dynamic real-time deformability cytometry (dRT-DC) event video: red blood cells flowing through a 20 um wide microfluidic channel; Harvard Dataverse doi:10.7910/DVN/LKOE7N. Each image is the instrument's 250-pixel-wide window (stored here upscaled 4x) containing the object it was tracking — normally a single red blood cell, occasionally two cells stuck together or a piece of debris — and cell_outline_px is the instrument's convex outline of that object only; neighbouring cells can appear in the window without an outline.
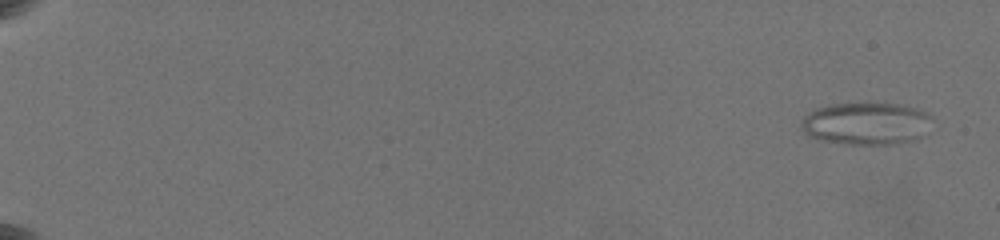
{"species": "common noctule bat (a hibernating species)", "species_latin": "Nyctalus noctula", "temperature_condition": "warm", "stored_images_in_passage": 8, "camera_frame_rate_fps": 3000, "um_per_image_px": 0.085, "animal": {"sex": "female", "body_mass_g": 19.5, "forearm_length_mm": 54.1}, "frame": {"image": 1, "passage_image": 1, "time_ms": 0.0, "image_size_px": [1000, 240], "cell_outline_px": [[928, 116], [924, 136], [916, 140], [896, 144], [848, 144], [824, 140], [812, 136], [804, 132], [800, 128], [800, 124], [804, 116], [820, 108], [836, 104], [896, 104], [912, 108], [924, 112]], "centroid_in_image_um": [73.6, 10.53], "position_along_channel_um": 11.4, "area_um2": 31.33}}
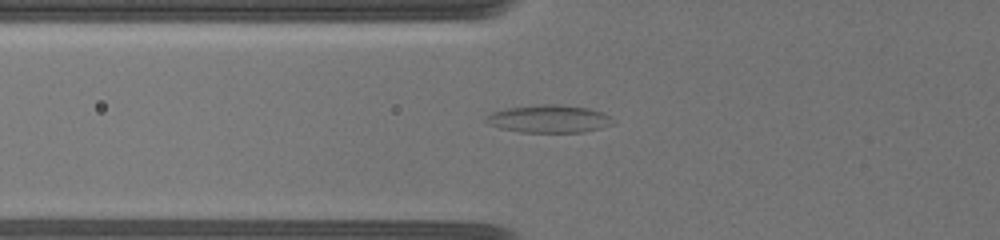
{"frame": {"image": 2, "passage_image": 7, "time_ms": 7.667, "image_size_px": [1000, 240], "cell_outline_px": [[612, 124], [600, 128], [584, 132], [524, 132], [500, 128], [484, 120], [484, 116], [488, 112], [508, 108], [548, 104], [588, 108], [604, 112], [608, 116]], "centroid_in_image_um": [46.62, 10.1], "position_along_channel_um": 79.2, "area_um2": 20.11}}
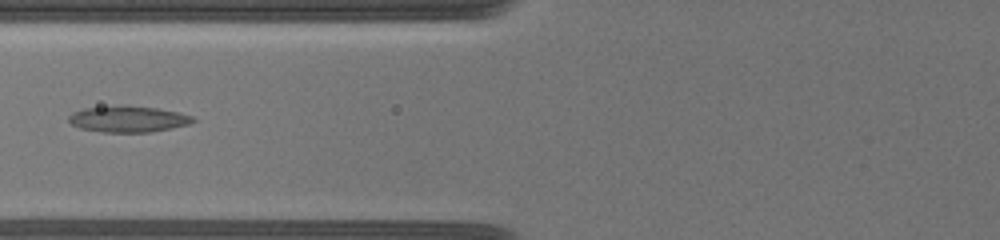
{"frame": {"image": 3, "passage_image": 8, "time_ms": 8.667, "image_size_px": [1000, 240], "cell_outline_px": [[196, 120], [188, 124], [172, 128], [152, 132], [100, 132], [80, 128], [72, 124], [68, 120], [68, 116], [72, 112], [84, 108], [156, 108], [180, 112], [192, 116]], "centroid_in_image_um": [10.9, 10.16], "position_along_channel_um": 114.9, "area_um2": 18.21}}